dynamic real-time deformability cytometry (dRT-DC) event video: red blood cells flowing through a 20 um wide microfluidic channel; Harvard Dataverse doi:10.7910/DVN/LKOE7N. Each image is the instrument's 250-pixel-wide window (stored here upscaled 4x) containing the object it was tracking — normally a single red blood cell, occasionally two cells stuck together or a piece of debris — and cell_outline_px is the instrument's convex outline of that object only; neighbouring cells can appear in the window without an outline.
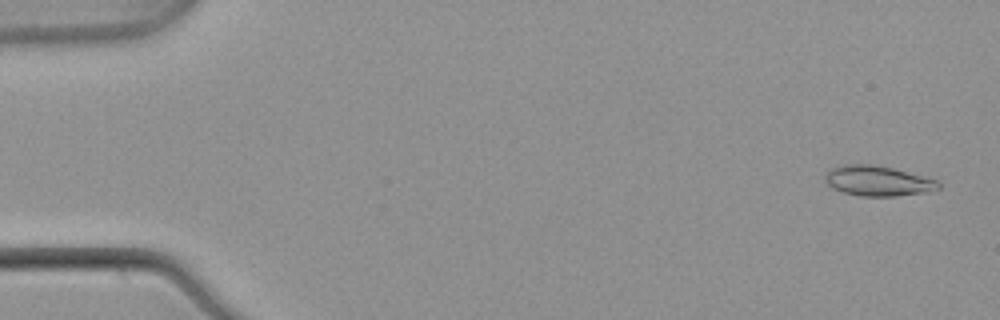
{"species": "common noctule bat (a hibernating species)", "species_latin": "Nyctalus noctula", "temperature_condition": "warm", "stored_images_in_passage": 54, "segment_of_instrument_passage": [1, 2], "camera_frame_rate_fps": 3000, "um_per_image_px": 0.085, "animal": {"sex": "male", "body_mass_g": 21.5, "forearm_length_mm": 52.0}, "frame": {"image": 1, "passage_image": 2, "time_ms": 0.333, "image_size_px": [1000, 320], "cell_outline_px": [[940, 188], [928, 192], [896, 196], [860, 196], [844, 192], [832, 188], [824, 180], [824, 176], [828, 168], [844, 164], [872, 164], [892, 168], [940, 180]], "centroid_in_image_um": [74.61, 15.37], "position_along_channel_um": 10.4, "area_um2": 20.17}}
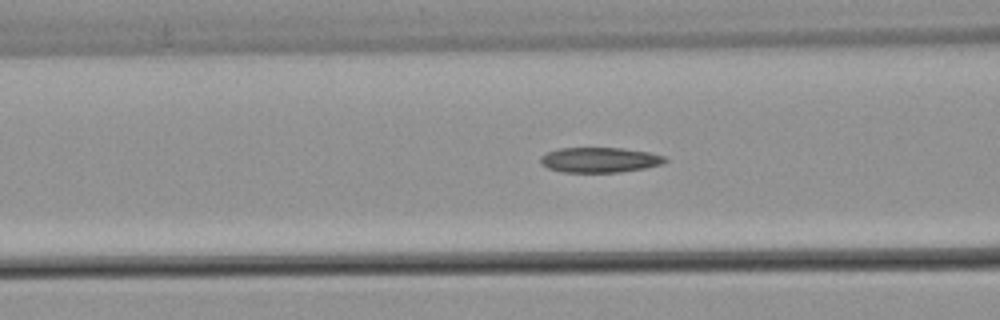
{"frame": {"image": 2, "passage_image": 21, "time_ms": 6.667, "image_size_px": [1000, 320], "cell_outline_px": [[668, 160], [660, 164], [644, 168], [620, 172], [564, 172], [548, 168], [540, 164], [540, 156], [548, 152], [560, 148], [624, 148], [648, 152], [664, 156]], "centroid_in_image_um": [50.95, 13.59], "position_along_channel_um": 115.7, "area_um2": 18.15}}
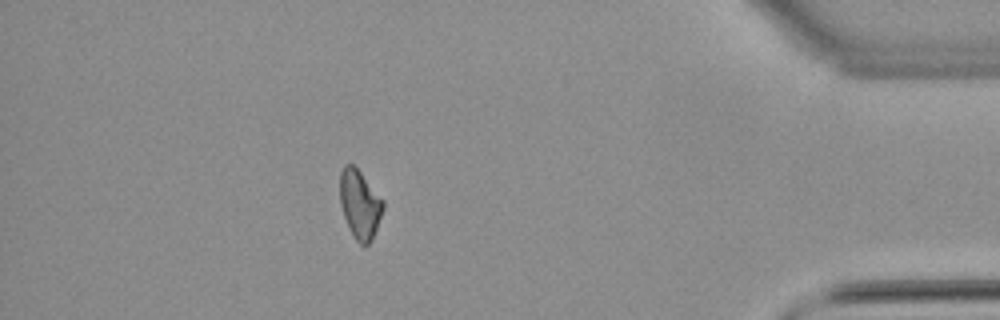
{"frame": {"image": 3, "passage_image": 47, "time_ms": 15.333, "image_size_px": [1000, 320], "cell_outline_px": [[384, 208], [372, 240], [368, 244], [360, 244], [356, 240], [344, 216], [340, 204], [340, 172], [344, 164], [352, 164], [360, 172], [384, 200]], "centroid_in_image_um": [30.59, 17.34], "position_along_channel_um": 404.6, "area_um2": 17.05}}